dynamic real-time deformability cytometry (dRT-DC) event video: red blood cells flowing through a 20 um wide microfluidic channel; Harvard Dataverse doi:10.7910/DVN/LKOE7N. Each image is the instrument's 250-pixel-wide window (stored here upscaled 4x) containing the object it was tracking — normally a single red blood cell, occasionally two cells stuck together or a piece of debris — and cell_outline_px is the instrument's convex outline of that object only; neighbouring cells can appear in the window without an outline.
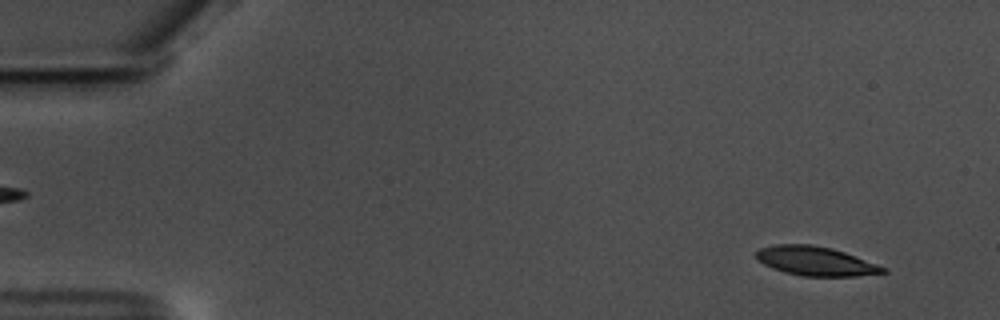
{"species": "common noctule bat (a hibernating species)", "species_latin": "Nyctalus noctula", "temperature_condition": "warm", "stored_images_in_passage": 57, "camera_frame_rate_fps": 3000, "um_per_image_px": 0.085, "animal": {"sex": "male", "body_mass_g": 17.5, "forearm_length_mm": 52.3}, "frame": {"image": 1, "passage_image": 4, "time_ms": 1.0, "image_size_px": [1000, 320], "cell_outline_px": [[888, 272], [856, 276], [804, 276], [784, 272], [772, 268], [756, 260], [756, 252], [760, 248], [772, 244], [812, 244], [832, 248], [844, 252], [888, 268]], "centroid_in_image_um": [69.31, 22.19], "position_along_channel_um": 15.7, "area_um2": 21.62}}
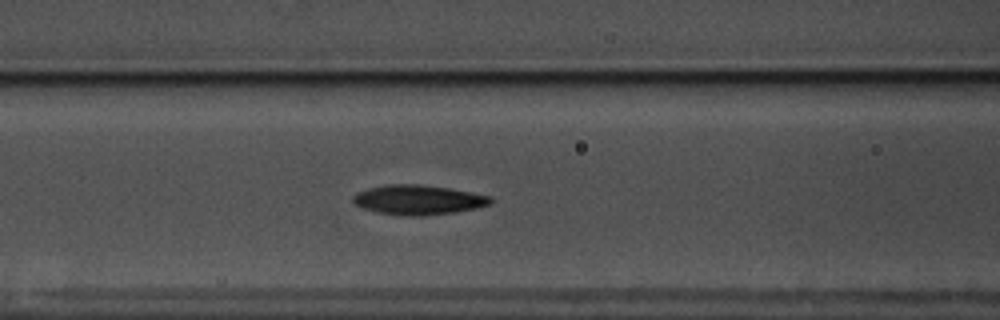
{"frame": {"image": 2, "passage_image": 24, "time_ms": 7.667, "image_size_px": [1000, 320], "cell_outline_px": [[492, 204], [476, 208], [456, 212], [424, 216], [408, 216], [376, 212], [360, 208], [352, 200], [352, 196], [356, 192], [368, 188], [388, 184], [420, 184], [448, 188], [492, 196]], "centroid_in_image_um": [35.53, 16.99], "position_along_channel_um": 131.1, "area_um2": 23.99}}
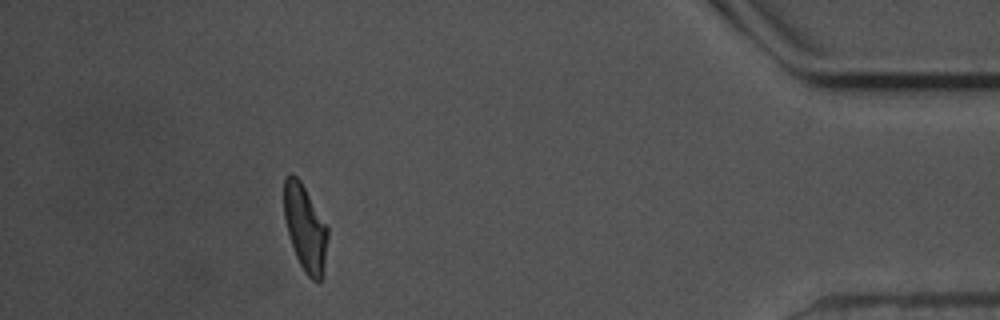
{"frame": {"image": 3, "passage_image": 52, "time_ms": 17.0, "image_size_px": [1000, 320], "cell_outline_px": [[328, 236], [324, 260], [320, 280], [312, 280], [304, 272], [296, 256], [284, 220], [284, 176], [292, 172], [300, 180], [328, 228]], "centroid_in_image_um": [25.91, 19.32], "position_along_channel_um": 409.3, "area_um2": 21.5}, "authors_computed_cell_mechanics": {"area_um2": 22.3686, "velocity_mm_per_s": 3.5412, "shape_relaxation_time_tau1_ms": 3.583, "shape_relaxation_time_tau2_ms": 2.7021, "deformation_change_tau1": 0.1598, "deformation_change_tau2": 0.1025}}